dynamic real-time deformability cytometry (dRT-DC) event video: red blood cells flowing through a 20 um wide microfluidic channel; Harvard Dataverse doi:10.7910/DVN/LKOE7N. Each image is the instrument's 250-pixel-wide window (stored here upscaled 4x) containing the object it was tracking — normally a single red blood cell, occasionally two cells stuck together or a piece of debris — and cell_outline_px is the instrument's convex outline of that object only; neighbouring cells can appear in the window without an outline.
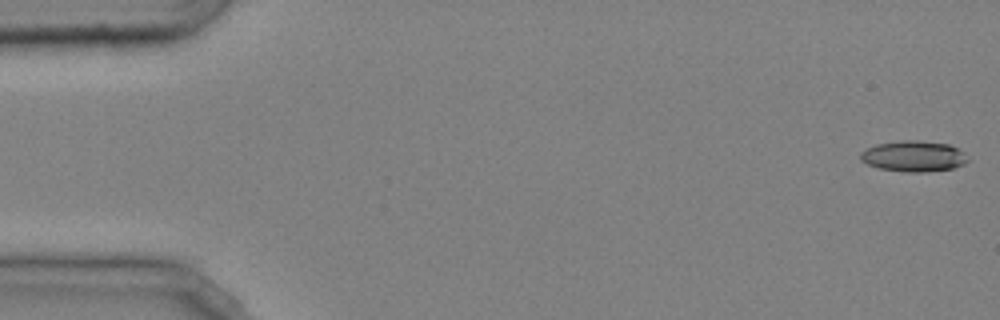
{"species": "common noctule bat (a hibernating species)", "species_latin": "Nyctalus noctula", "temperature_condition": "cold", "stored_images_in_passage": 46, "camera_frame_rate_fps": 3000, "um_per_image_px": 0.085, "animal": {"sex": "male", "body_mass_g": 20.4}, "frame": {"image": 1, "passage_image": 1, "time_ms": 0.0, "image_size_px": [1000, 320], "cell_outline_px": [[968, 160], [964, 164], [952, 168], [924, 172], [904, 172], [880, 168], [868, 164], [860, 160], [860, 152], [876, 144], [900, 140], [916, 140], [948, 144], [964, 152]], "centroid_in_image_um": [77.64, 13.27], "position_along_channel_um": 7.4, "area_um2": 19.19}}
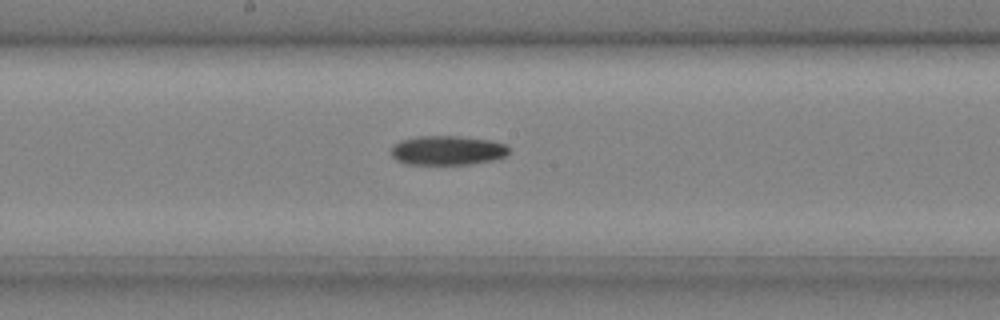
{"frame": {"image": 2, "passage_image": 26, "time_ms": 8.333, "image_size_px": [1000, 320], "cell_outline_px": [[508, 152], [504, 156], [492, 160], [468, 164], [408, 164], [396, 160], [392, 156], [392, 144], [400, 140], [416, 136], [456, 136], [488, 140], [504, 144], [508, 148]], "centroid_in_image_um": [37.96, 12.78], "position_along_channel_um": 210.2, "area_um2": 19.94}}
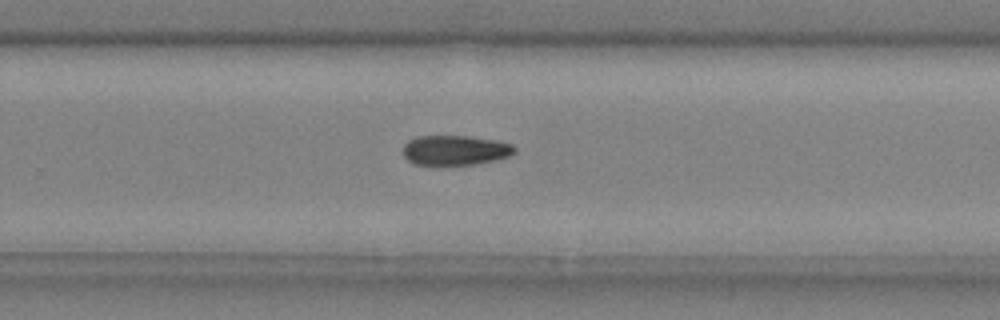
{"frame": {"image": 3, "passage_image": 32, "time_ms": 10.333, "image_size_px": [1000, 320], "cell_outline_px": [[516, 152], [512, 156], [500, 160], [476, 164], [412, 164], [404, 156], [404, 144], [408, 140], [416, 136], [468, 136], [496, 140], [512, 144], [516, 148]], "centroid_in_image_um": [38.75, 12.76], "position_along_channel_um": 291.1, "area_um2": 19.59}, "authors_computed_cell_mechanics": {"area_um2": 19.6809, "velocity_mm_per_s": 4.0607, "shape_relaxation_time_tau1_ms": 9.4378, "shape_relaxation_time_tau2_ms": null, "deformation_change_tau1": 0.1809, "deformation_change_tau2": null}}